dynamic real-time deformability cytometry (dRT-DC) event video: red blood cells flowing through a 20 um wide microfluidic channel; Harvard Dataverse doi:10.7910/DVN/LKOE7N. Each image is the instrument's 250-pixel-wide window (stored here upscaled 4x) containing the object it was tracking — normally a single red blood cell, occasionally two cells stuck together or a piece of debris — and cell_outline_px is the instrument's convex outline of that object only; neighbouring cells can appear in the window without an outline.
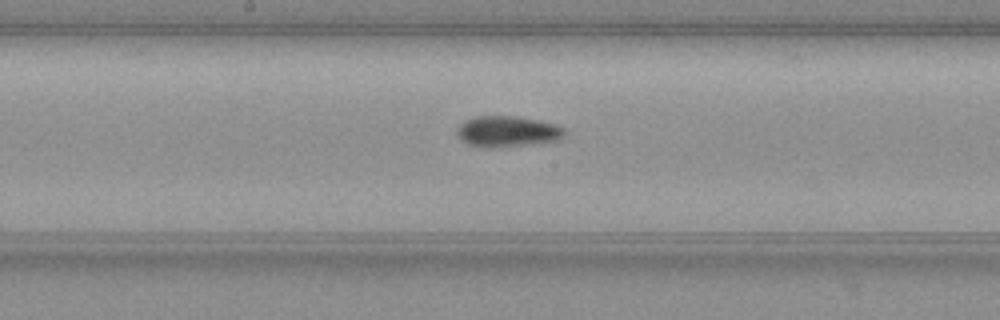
{"species": "common noctule bat (a hibernating species)", "species_latin": "Nyctalus noctula", "temperature_condition": "warm", "stored_images_in_passage": 31, "camera_frame_rate_fps": 3000, "um_per_image_px": 0.085, "animal": {"sex": "female", "body_mass_g": 19.3, "forearm_length_mm": 54.1}, "frame": {"image": 1, "passage_image": 11, "time_ms": 3.333, "image_size_px": [1000, 320], "cell_outline_px": [[564, 132], [556, 140], [528, 144], [472, 144], [464, 140], [456, 132], [456, 128], [464, 120], [472, 116], [516, 116], [540, 120], [564, 128]], "centroid_in_image_um": [43.11, 11.09], "position_along_channel_um": 205.1, "area_um2": 18.09}}
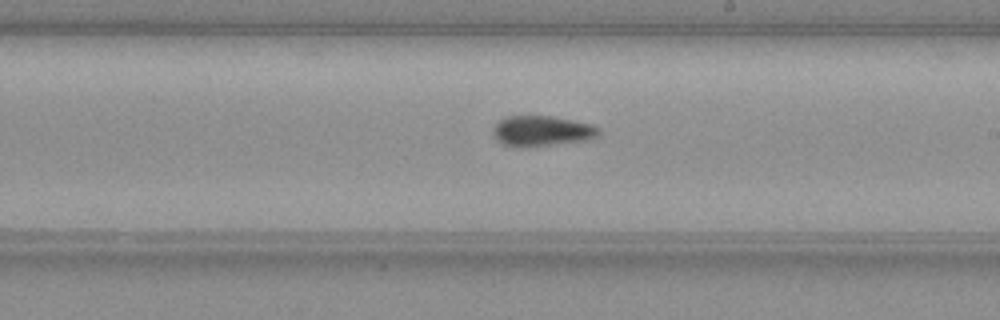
{"frame": {"image": 2, "passage_image": 14, "time_ms": 4.333, "image_size_px": [1000, 320], "cell_outline_px": [[600, 132], [596, 136], [588, 140], [524, 148], [504, 144], [496, 140], [492, 132], [496, 124], [500, 120], [508, 116], [552, 116], [592, 124], [600, 128]], "centroid_in_image_um": [46.06, 11.14], "position_along_channel_um": 242.9, "area_um2": 18.79}}
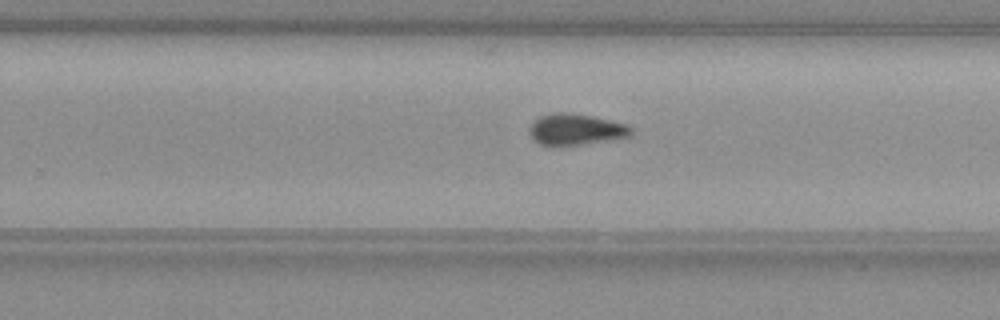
{"frame": {"image": 3, "passage_image": 17, "time_ms": 5.333, "image_size_px": [1000, 320], "cell_outline_px": [[632, 132], [628, 136], [580, 144], [552, 148], [540, 144], [532, 136], [528, 128], [532, 120], [540, 116], [556, 112], [568, 112], [592, 116], [628, 124], [632, 128]], "centroid_in_image_um": [48.87, 11.0], "position_along_channel_um": 280.9, "area_um2": 18.61}}